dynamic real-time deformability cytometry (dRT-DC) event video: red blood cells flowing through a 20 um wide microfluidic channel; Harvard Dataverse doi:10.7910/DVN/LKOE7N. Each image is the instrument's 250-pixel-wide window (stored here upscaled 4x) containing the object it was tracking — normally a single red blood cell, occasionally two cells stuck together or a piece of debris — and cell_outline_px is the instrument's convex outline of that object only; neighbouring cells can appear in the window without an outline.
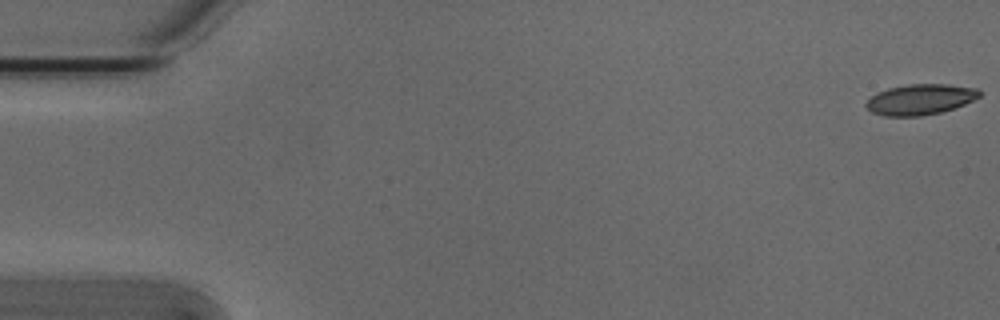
{"species": "Egyptian fruit bat (a non-hibernating species)", "species_latin": "Rousettus aegyptiacus", "temperature_condition": "cold", "stored_images_in_passage": 14, "camera_frame_rate_fps": 3000, "um_per_image_px": 0.085, "animal": {"sex": "male"}, "frame": {"image": 1, "passage_image": 1, "time_ms": 0.0, "image_size_px": [1000, 320], "cell_outline_px": [[980, 96], [964, 104], [940, 112], [920, 116], [884, 116], [872, 112], [864, 104], [876, 92], [888, 88], [908, 84], [948, 84], [980, 88]], "centroid_in_image_um": [78.21, 8.44], "position_along_channel_um": 6.8, "area_um2": 20.17}}
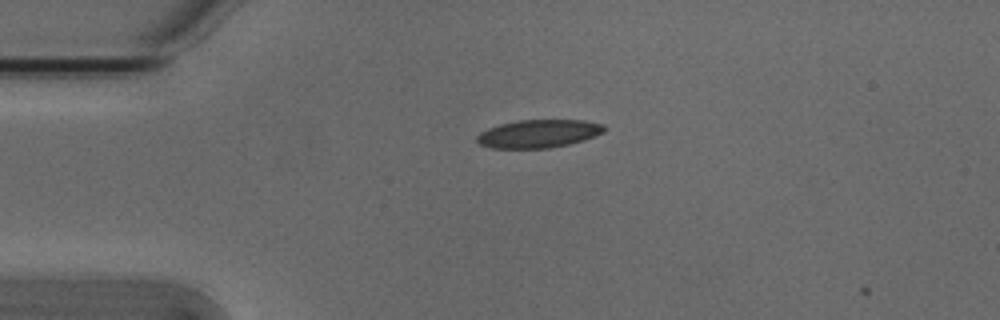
{"frame": {"image": 2, "passage_image": 13, "time_ms": 4.0, "image_size_px": [1000, 320], "cell_outline_px": [[604, 132], [596, 136], [584, 140], [568, 144], [548, 148], [492, 148], [480, 144], [476, 140], [476, 136], [480, 132], [488, 128], [500, 124], [520, 120], [584, 120], [604, 124]], "centroid_in_image_um": [45.78, 11.36], "position_along_channel_um": 39.2, "area_um2": 20.81}}